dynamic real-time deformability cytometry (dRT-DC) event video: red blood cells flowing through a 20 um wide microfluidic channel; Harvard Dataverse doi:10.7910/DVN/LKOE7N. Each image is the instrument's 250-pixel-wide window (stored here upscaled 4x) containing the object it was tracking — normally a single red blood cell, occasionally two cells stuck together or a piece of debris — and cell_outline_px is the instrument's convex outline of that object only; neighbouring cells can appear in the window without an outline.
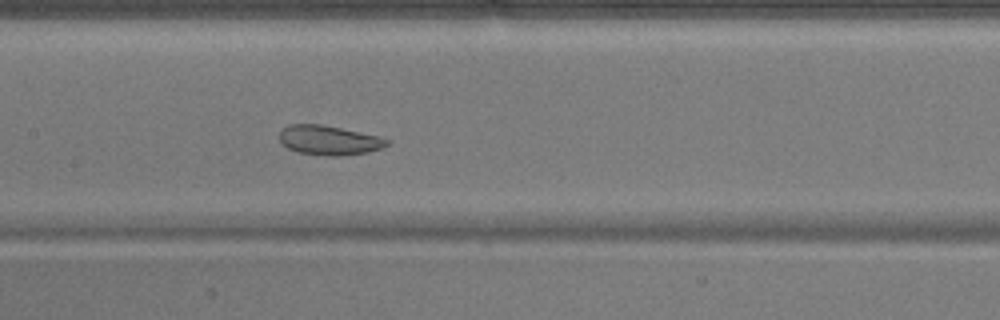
{"species": "common noctule bat (a hibernating species)", "species_latin": "Nyctalus noctula", "temperature_condition": "warm", "stored_images_in_passage": 52, "camera_frame_rate_fps": 3000, "um_per_image_px": 0.085, "animal": {"sex": "male", "body_mass_g": 17.9}, "frame": {"image": 1, "passage_image": 25, "time_ms": 8.0, "image_size_px": [1000, 320], "cell_outline_px": [[392, 140], [384, 148], [368, 152], [340, 156], [328, 156], [296, 152], [280, 144], [280, 132], [288, 124], [320, 124], [380, 136]], "centroid_in_image_um": [27.99, 11.93], "position_along_channel_um": 179.4, "area_um2": 18.67}}
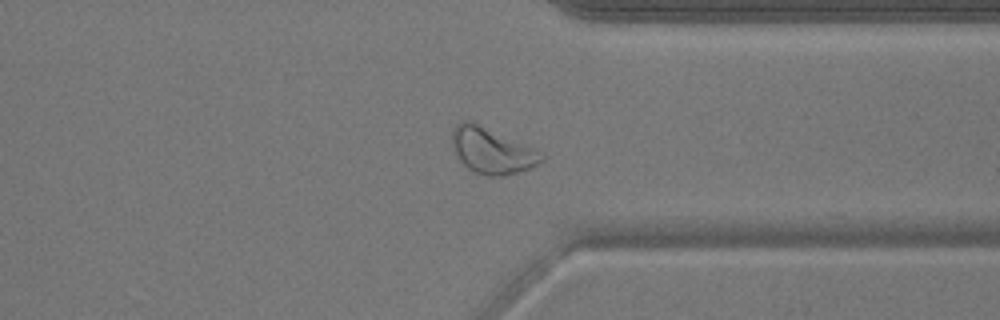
{"frame": {"image": 2, "passage_image": 40, "time_ms": 13.0, "image_size_px": [1000, 320], "cell_outline_px": [[544, 160], [532, 168], [504, 176], [488, 176], [476, 172], [468, 168], [460, 160], [452, 144], [452, 128], [460, 120], [468, 120], [544, 152]], "centroid_in_image_um": [41.83, 12.81], "position_along_channel_um": 369.6, "area_um2": 23.76}}
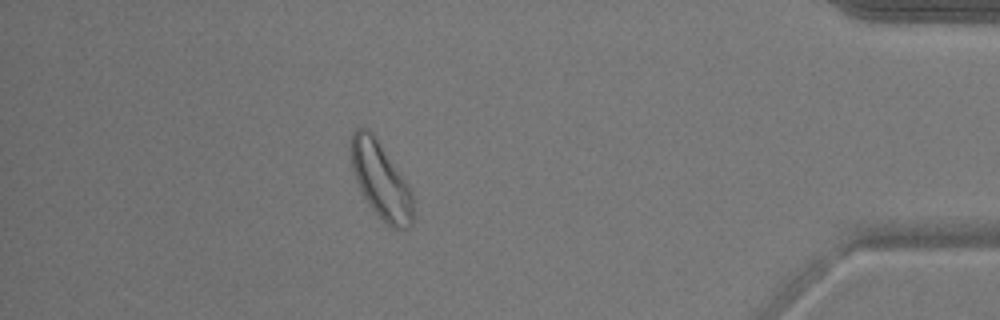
{"frame": {"image": 3, "passage_image": 46, "time_ms": 15.0, "image_size_px": [1000, 320], "cell_outline_px": [[412, 224], [408, 228], [392, 228], [372, 208], [364, 196], [356, 180], [352, 168], [352, 132], [356, 128], [368, 128], [376, 136], [408, 184], [412, 192]], "centroid_in_image_um": [32.38, 15.3], "position_along_channel_um": 402.8, "area_um2": 27.05}, "authors_computed_cell_mechanics": {"area_um2": 25.6632, "velocity_mm_per_s": 3.8374, "shape_relaxation_time_tau1_ms": 7.7446, "shape_relaxation_time_tau2_ms": 2.4742, "deformation_change_tau1": 0.0993, "deformation_change_tau2": 0.0919}}